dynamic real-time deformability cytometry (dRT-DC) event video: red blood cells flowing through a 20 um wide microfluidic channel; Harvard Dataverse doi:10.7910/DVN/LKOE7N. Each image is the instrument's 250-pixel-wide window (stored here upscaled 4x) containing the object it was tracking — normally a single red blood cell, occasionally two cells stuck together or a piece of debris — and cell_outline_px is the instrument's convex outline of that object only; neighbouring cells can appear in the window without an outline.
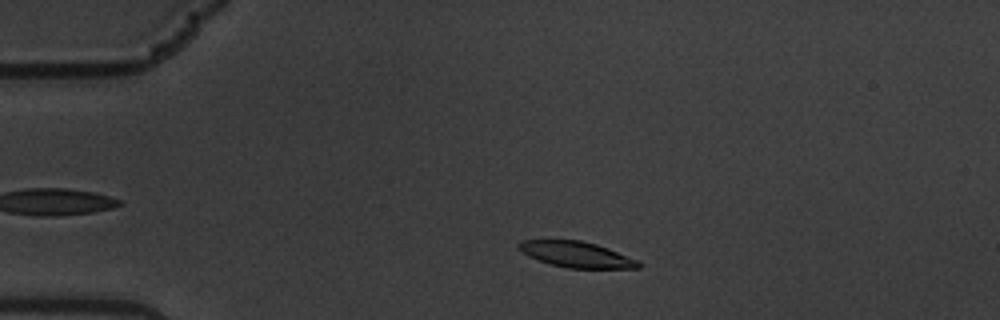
{"species": "common noctule bat (a hibernating species)", "species_latin": "Nyctalus noctula", "temperature_condition": "warm", "stored_images_in_passage": 55, "camera_frame_rate_fps": 3000, "um_per_image_px": 0.085, "animal": {"sex": "male", "body_mass_g": 19.5, "forearm_length_mm": 54.6}, "frame": {"image": 1, "passage_image": 8, "time_ms": 2.333, "image_size_px": [1000, 320], "cell_outline_px": [[644, 264], [640, 268], [568, 268], [552, 264], [528, 256], [516, 244], [520, 240], [580, 240], [596, 244], [608, 248], [640, 260]], "centroid_in_image_um": [49.07, 21.63], "position_along_channel_um": 35.9, "area_um2": 17.98}}
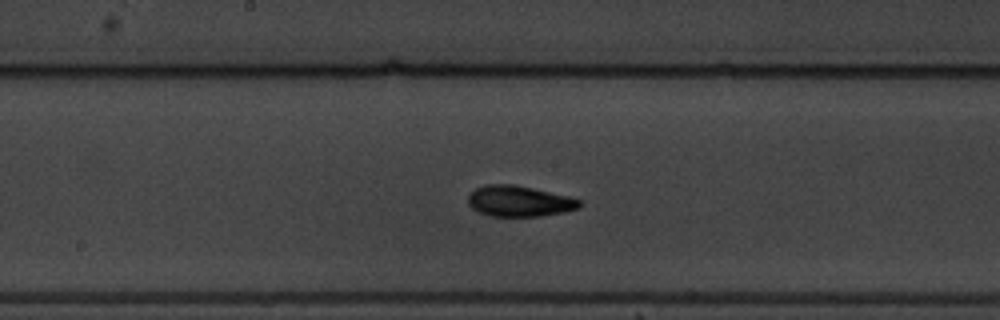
{"frame": {"image": 2, "passage_image": 27, "time_ms": 8.667, "image_size_px": [1000, 320], "cell_outline_px": [[584, 204], [580, 208], [564, 212], [540, 216], [492, 216], [480, 212], [472, 208], [468, 204], [468, 196], [476, 188], [488, 184], [512, 184], [532, 188], [568, 196], [580, 200]], "centroid_in_image_um": [44.16, 17.1], "position_along_channel_um": 204.0, "area_um2": 19.94}}
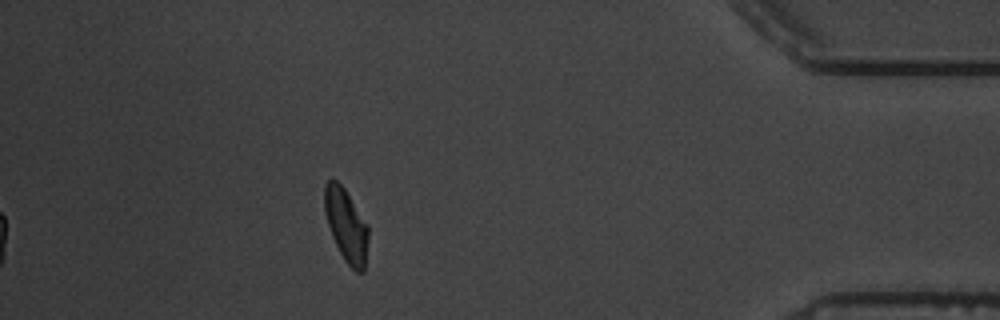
{"frame": {"image": 3, "passage_image": 49, "time_ms": 16.0, "image_size_px": [1000, 320], "cell_outline_px": [[368, 240], [364, 272], [356, 272], [344, 260], [332, 236], [324, 212], [324, 184], [332, 176], [344, 188], [368, 224]], "centroid_in_image_um": [29.42, 19.12], "position_along_channel_um": 405.8, "area_um2": 18.73}, "authors_computed_cell_mechanics": {"area_um2": 19.1896, "velocity_mm_per_s": 3.3467, "shape_relaxation_time_tau1_ms": 4.1233, "shape_relaxation_time_tau2_ms": 1.1509, "deformation_change_tau1": 0.1661, "deformation_change_tau2": 0.0681}}